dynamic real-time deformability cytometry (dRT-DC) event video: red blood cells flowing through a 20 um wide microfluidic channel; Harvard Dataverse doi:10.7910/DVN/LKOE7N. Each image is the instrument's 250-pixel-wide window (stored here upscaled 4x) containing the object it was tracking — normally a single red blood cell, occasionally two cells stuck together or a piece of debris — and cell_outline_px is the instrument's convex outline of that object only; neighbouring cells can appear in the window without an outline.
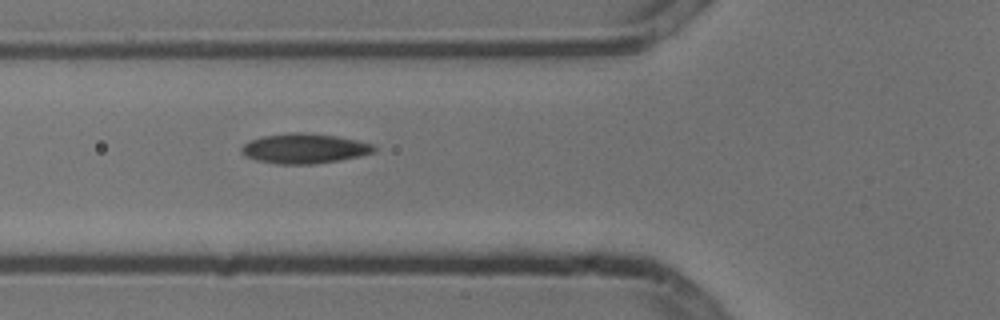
{"species": "common noctule bat (a hibernating species)", "species_latin": "Nyctalus noctula", "temperature_condition": "cold", "stored_images_in_passage": 3, "camera_frame_rate_fps": 3000, "um_per_image_px": 0.085, "animal": {"sex": "male", "body_mass_g": 13.3}, "frame": {"image": 1, "passage_image": 3, "time_ms": 0.667, "image_size_px": [1000, 320], "cell_outline_px": [[376, 152], [360, 156], [340, 160], [316, 164], [276, 164], [256, 160], [244, 156], [240, 152], [240, 148], [248, 140], [264, 136], [292, 132], [308, 132], [336, 136], [356, 140], [372, 144], [376, 148]], "centroid_in_image_um": [25.85, 12.62], "position_along_channel_um": 100.0, "area_um2": 23.35}}